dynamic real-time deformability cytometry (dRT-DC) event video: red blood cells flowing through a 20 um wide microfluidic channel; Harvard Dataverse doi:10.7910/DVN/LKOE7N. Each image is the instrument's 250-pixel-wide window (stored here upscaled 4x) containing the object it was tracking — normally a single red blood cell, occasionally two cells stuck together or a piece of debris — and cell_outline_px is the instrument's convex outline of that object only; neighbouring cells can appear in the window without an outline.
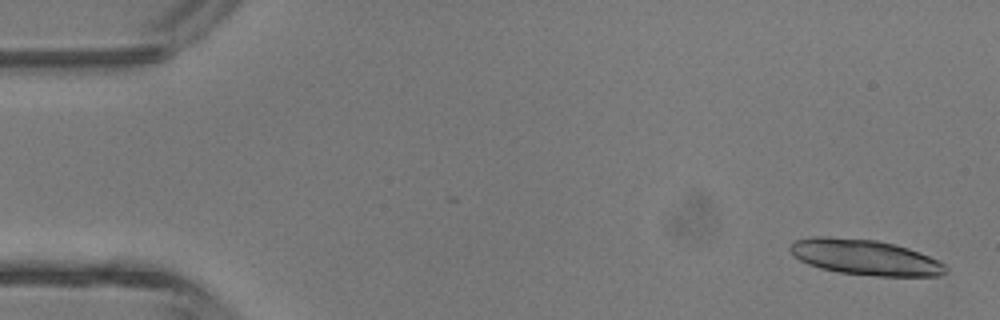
{"species": "common noctule bat (a hibernating species)", "species_latin": "Nyctalus noctula", "temperature_condition": "room temperature", "stored_images_in_passage": 4, "camera_frame_rate_fps": 3000, "um_per_image_px": 0.085, "animal": {"sex": "male", "body_mass_g": 13.3}, "frame": {"image": 1, "passage_image": 1, "time_ms": 0.0, "image_size_px": [1000, 320], "cell_outline_px": [[948, 272], [940, 276], [876, 276], [840, 272], [820, 268], [808, 264], [792, 256], [788, 248], [796, 240], [812, 236], [828, 236], [876, 240], [896, 244], [908, 248], [940, 260], [948, 268]], "centroid_in_image_um": [73.54, 21.86], "position_along_channel_um": 11.5, "area_um2": 32.43}}